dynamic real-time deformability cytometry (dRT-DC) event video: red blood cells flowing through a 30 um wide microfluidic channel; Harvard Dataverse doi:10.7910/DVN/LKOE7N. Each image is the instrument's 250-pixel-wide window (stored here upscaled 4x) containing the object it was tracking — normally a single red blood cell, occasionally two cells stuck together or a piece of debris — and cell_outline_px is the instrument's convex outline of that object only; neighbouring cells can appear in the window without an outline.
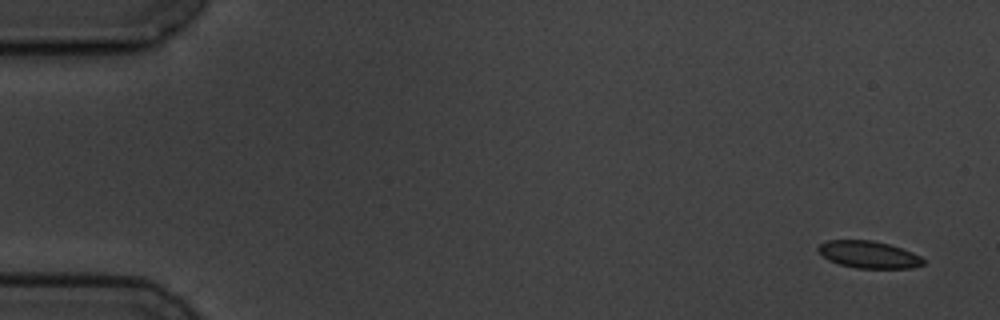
{"species": "common noctule bat (a hibernating species)", "species_latin": "Nyctalus noctula", "temperature_condition": "cold", "stored_images_in_passage": 5, "camera_frame_rate_fps": 3000, "um_per_image_px": 0.085, "animal": {"sex": "male", "body_mass_g": 19.5, "forearm_length_mm": 54.6}, "frame": {"image": 1, "passage_image": 1, "time_ms": 0.0, "image_size_px": [1000, 320], "cell_outline_px": [[924, 264], [912, 268], [856, 268], [840, 264], [828, 260], [816, 248], [820, 244], [828, 240], [872, 240], [888, 244], [912, 252], [920, 256], [924, 260]], "centroid_in_image_um": [73.84, 21.64], "position_along_channel_um": 11.2, "area_um2": 16.47}}
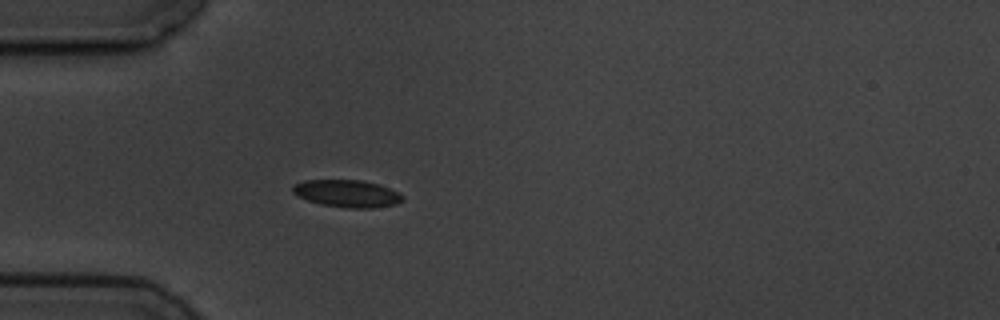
{"frame": {"image": 2, "passage_image": 5, "time_ms": 4.667, "image_size_px": [1000, 320], "cell_outline_px": [[404, 200], [396, 204], [372, 208], [348, 208], [320, 204], [308, 200], [292, 192], [292, 184], [304, 180], [364, 180], [380, 184], [404, 196]], "centroid_in_image_um": [29.5, 16.44], "position_along_channel_um": 55.5, "area_um2": 17.51}}